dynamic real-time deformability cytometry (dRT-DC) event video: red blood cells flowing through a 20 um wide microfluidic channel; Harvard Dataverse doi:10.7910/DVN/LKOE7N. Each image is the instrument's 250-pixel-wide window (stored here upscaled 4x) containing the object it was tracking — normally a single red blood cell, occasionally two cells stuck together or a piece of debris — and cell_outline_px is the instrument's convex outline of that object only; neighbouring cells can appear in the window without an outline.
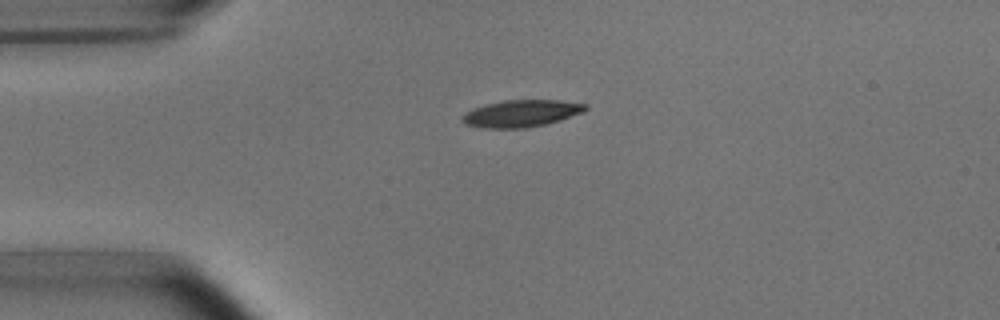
{"species": "common noctule bat (a hibernating species)", "species_latin": "Nyctalus noctula", "temperature_condition": "room temperature", "stored_images_in_passage": 3, "camera_frame_rate_fps": 3000, "um_per_image_px": 0.085, "animal": {"sex": "male", "body_mass_g": 15.6}, "frame": {"image": 1, "passage_image": 1, "time_ms": 0.0, "image_size_px": [1000, 320], "cell_outline_px": [[588, 108], [584, 112], [560, 120], [544, 124], [524, 128], [484, 128], [464, 124], [460, 120], [464, 112], [472, 108], [504, 100], [560, 100], [588, 104]], "centroid_in_image_um": [44.3, 9.64], "position_along_channel_um": 40.7, "area_um2": 19.48}}